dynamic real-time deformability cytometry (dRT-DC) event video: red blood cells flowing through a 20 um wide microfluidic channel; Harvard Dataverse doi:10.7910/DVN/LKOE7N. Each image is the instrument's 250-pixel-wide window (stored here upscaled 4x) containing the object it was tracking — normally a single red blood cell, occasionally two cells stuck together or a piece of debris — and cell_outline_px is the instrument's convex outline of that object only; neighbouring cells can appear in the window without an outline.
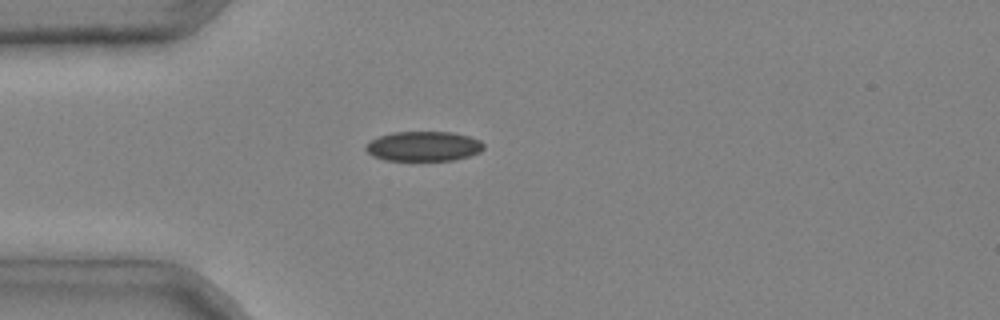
{"species": "common noctule bat (a hibernating species)", "species_latin": "Nyctalus noctula", "temperature_condition": "cold", "stored_images_in_passage": 3, "camera_frame_rate_fps": 3000, "um_per_image_px": 0.085, "animal": {"sex": "male", "body_mass_g": 20.4}, "frame": {"image": 1, "passage_image": 3, "time_ms": 0.667, "image_size_px": [1000, 320], "cell_outline_px": [[484, 148], [480, 152], [468, 156], [452, 160], [384, 160], [372, 156], [364, 148], [364, 144], [380, 136], [392, 132], [452, 132], [472, 136], [480, 140], [484, 144]], "centroid_in_image_um": [36.01, 12.42], "position_along_channel_um": 49.0, "area_um2": 20.58}}